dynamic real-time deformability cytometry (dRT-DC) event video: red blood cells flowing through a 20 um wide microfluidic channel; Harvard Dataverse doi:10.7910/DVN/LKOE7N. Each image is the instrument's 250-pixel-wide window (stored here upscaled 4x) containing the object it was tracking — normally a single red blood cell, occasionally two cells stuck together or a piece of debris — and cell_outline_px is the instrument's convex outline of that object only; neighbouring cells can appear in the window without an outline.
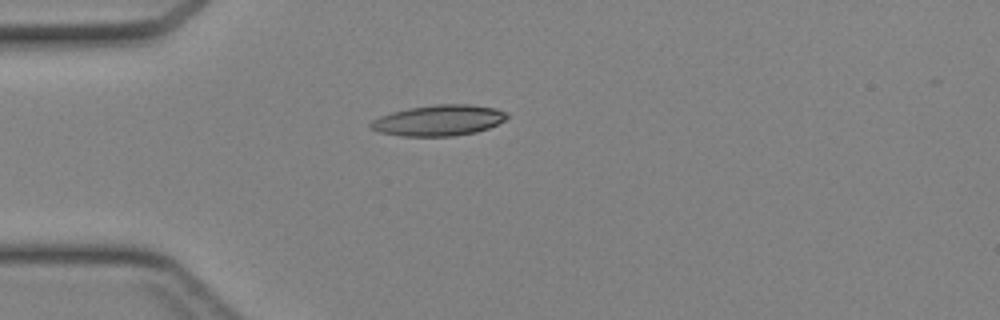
{"species": "Egyptian fruit bat (a non-hibernating species)", "species_latin": "Rousettus aegyptiacus", "temperature_condition": "cold", "stored_images_in_passage": 29, "camera_frame_rate_fps": 3000, "um_per_image_px": 0.085, "animal": {"sex": "female"}, "frame": {"image": 1, "passage_image": 1, "time_ms": 0.0, "image_size_px": [1000, 320], "cell_outline_px": [[508, 116], [504, 120], [488, 128], [476, 132], [452, 136], [400, 136], [380, 132], [372, 128], [368, 124], [372, 120], [380, 116], [392, 112], [408, 108], [436, 104], [468, 104], [496, 108], [504, 112]], "centroid_in_image_um": [37.27, 10.23], "position_along_channel_um": 47.7, "area_um2": 24.33}}
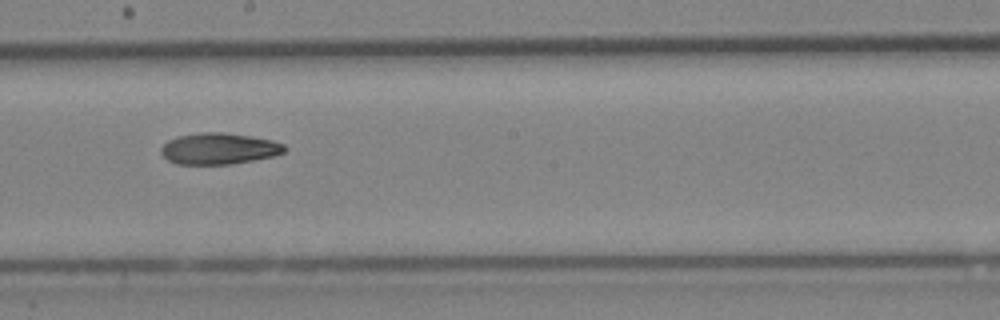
{"frame": {"image": 2, "passage_image": 14, "time_ms": 4.333, "image_size_px": [1000, 320], "cell_outline_px": [[288, 148], [284, 152], [276, 156], [232, 164], [176, 164], [168, 160], [160, 152], [160, 148], [168, 140], [176, 136], [200, 132], [220, 132], [252, 136], [272, 140], [284, 144]], "centroid_in_image_um": [18.63, 12.63], "position_along_channel_um": 229.6, "area_um2": 22.77}}
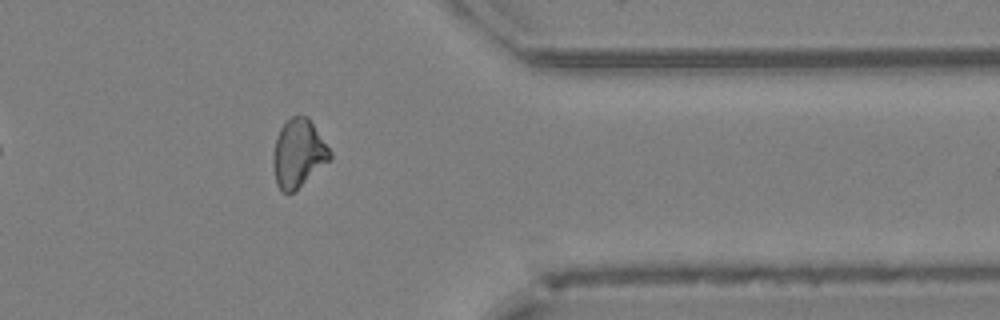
{"frame": {"image": 3, "passage_image": 25, "time_ms": 8.0, "image_size_px": [1000, 320], "cell_outline_px": [[332, 156], [328, 160], [292, 192], [284, 192], [276, 184], [272, 164], [272, 156], [276, 140], [280, 128], [292, 116], [308, 116], [332, 152]], "centroid_in_image_um": [25.34, 13.0], "position_along_channel_um": 386.1, "area_um2": 21.96}}